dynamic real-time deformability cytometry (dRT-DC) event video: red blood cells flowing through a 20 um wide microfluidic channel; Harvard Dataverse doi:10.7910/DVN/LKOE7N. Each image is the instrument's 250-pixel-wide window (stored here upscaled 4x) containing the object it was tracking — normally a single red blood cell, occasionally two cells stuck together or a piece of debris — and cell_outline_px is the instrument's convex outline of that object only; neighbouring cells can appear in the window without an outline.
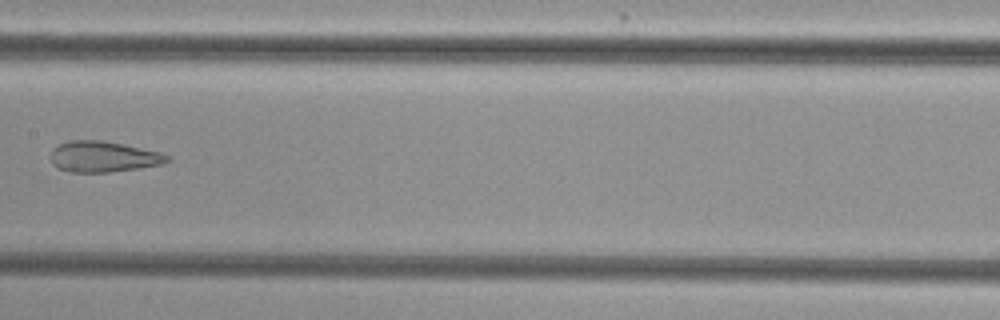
{"species": "common noctule bat (a hibernating species)", "species_latin": "Nyctalus noctula", "temperature_condition": "cold", "stored_images_in_passage": 5, "camera_frame_rate_fps": 3000, "um_per_image_px": 0.085, "animal": {"sex": "female", "body_mass_g": 29.2, "forearm_length_mm": 56.3}, "frame": {"image": 1, "passage_image": 4, "time_ms": 3.667, "image_size_px": [1000, 320], "cell_outline_px": [[172, 160], [164, 164], [108, 172], [72, 172], [56, 168], [52, 164], [52, 148], [56, 144], [68, 140], [100, 140], [124, 144], [160, 152], [168, 156]], "centroid_in_image_um": [8.76, 13.31], "position_along_channel_um": 198.6, "area_um2": 21.04}}
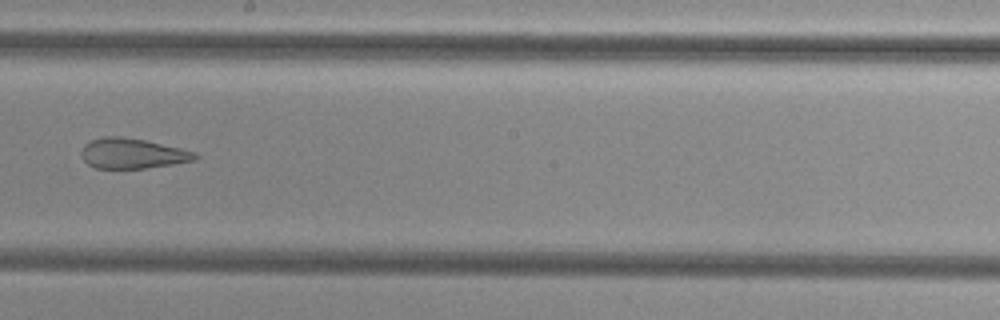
{"frame": {"image": 2, "passage_image": 5, "time_ms": 4.667, "image_size_px": [1000, 320], "cell_outline_px": [[200, 156], [196, 160], [172, 164], [144, 168], [96, 168], [88, 164], [80, 156], [80, 152], [84, 144], [92, 140], [104, 136], [116, 136], [144, 140], [180, 148], [196, 152]], "centroid_in_image_um": [11.25, 13.04], "position_along_channel_um": 237.0, "area_um2": 19.94}}